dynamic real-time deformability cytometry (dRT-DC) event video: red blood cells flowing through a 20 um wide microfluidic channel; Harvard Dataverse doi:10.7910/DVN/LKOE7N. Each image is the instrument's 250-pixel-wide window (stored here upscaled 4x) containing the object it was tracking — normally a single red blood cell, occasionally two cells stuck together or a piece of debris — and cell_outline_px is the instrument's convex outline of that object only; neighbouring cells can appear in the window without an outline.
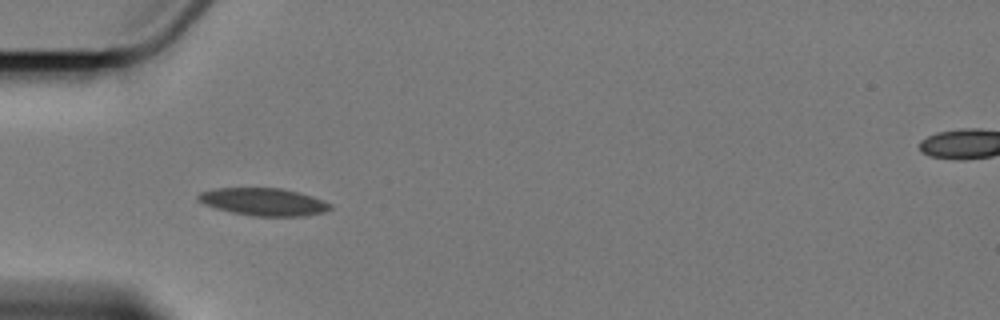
{"species": "Egyptian fruit bat (a non-hibernating species)", "species_latin": "Rousettus aegyptiacus", "temperature_condition": "cold", "stored_images_in_passage": 5, "camera_frame_rate_fps": 3000, "um_per_image_px": 0.085, "animal": {"sex": "female"}, "frame": {"image": 1, "passage_image": 4, "time_ms": 3.667, "image_size_px": [1000, 320], "cell_outline_px": [[332, 208], [324, 212], [304, 216], [252, 216], [232, 212], [216, 208], [204, 204], [196, 200], [196, 196], [200, 192], [216, 188], [280, 188], [300, 192], [312, 196], [332, 204]], "centroid_in_image_um": [22.4, 17.15], "position_along_channel_um": 62.6, "area_um2": 21.27}}
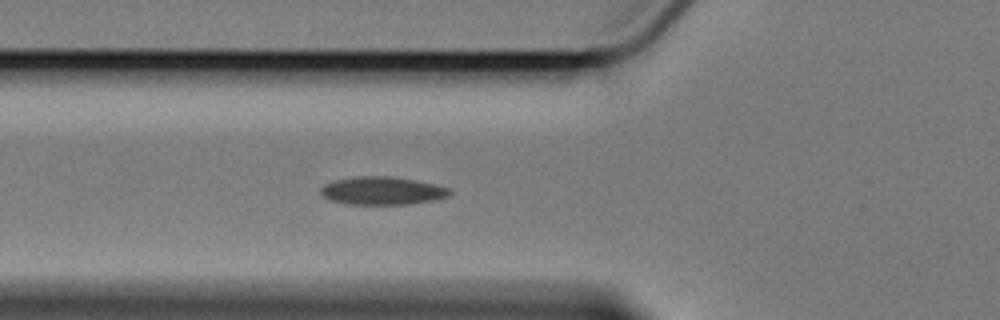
{"frame": {"image": 2, "passage_image": 5, "time_ms": 4.667, "image_size_px": [1000, 320], "cell_outline_px": [[452, 192], [448, 196], [432, 200], [408, 204], [348, 204], [332, 200], [324, 196], [320, 192], [320, 188], [324, 184], [336, 180], [360, 176], [384, 176], [416, 180], [436, 184], [452, 188]], "centroid_in_image_um": [32.53, 16.21], "position_along_channel_um": 93.3, "area_um2": 20.87}}